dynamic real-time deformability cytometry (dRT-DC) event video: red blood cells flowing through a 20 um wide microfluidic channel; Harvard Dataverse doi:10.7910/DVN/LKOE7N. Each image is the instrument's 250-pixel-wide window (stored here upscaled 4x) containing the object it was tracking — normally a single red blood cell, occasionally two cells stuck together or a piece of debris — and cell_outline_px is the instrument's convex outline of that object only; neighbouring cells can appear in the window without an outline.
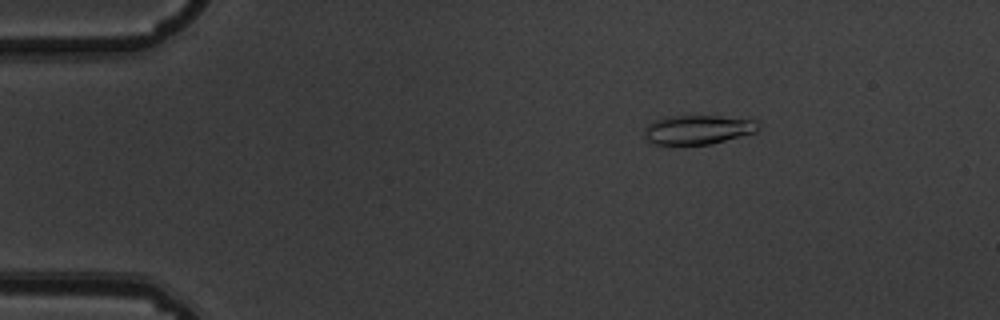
{"species": "common noctule bat (a hibernating species)", "species_latin": "Nyctalus noctula", "temperature_condition": "warm", "stored_images_in_passage": 5, "camera_frame_rate_fps": 3000, "um_per_image_px": 0.085, "animal": {"sex": "male", "body_mass_g": 19.5, "forearm_length_mm": 54.6}, "frame": {"image": 1, "passage_image": 3, "time_ms": 0.667, "image_size_px": [1000, 320], "cell_outline_px": [[760, 128], [756, 132], [708, 144], [656, 144], [644, 140], [644, 128], [652, 120], [664, 116], [720, 116], [752, 120]], "centroid_in_image_um": [59.22, 11.01], "position_along_channel_um": 25.8, "area_um2": 19.25}}